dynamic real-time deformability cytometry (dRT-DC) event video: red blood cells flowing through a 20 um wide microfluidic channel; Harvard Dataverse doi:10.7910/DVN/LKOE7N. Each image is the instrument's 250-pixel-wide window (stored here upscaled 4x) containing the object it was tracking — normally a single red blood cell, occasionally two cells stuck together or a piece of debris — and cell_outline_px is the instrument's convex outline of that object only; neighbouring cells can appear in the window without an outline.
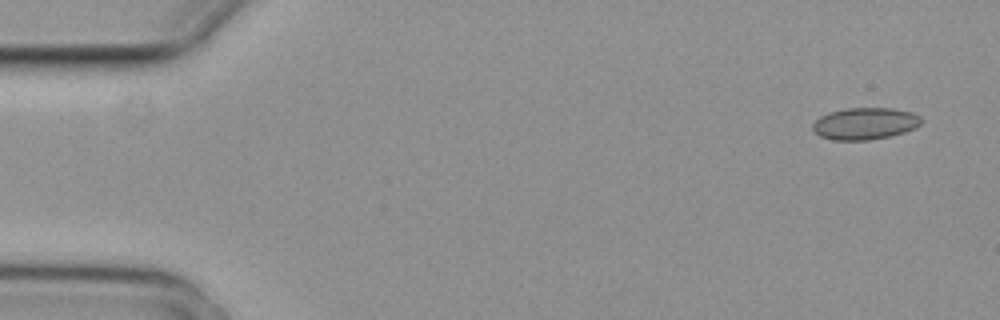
{"species": "common noctule bat (a hibernating species)", "species_latin": "Nyctalus noctula", "temperature_condition": "cold", "stored_images_in_passage": 6, "camera_frame_rate_fps": 3000, "um_per_image_px": 0.085, "animal": {"sex": "female", "body_mass_g": 29.2, "forearm_length_mm": 56.3}, "frame": {"image": 1, "passage_image": 1, "time_ms": 0.0, "image_size_px": [1000, 320], "cell_outline_px": [[924, 120], [916, 128], [904, 132], [888, 136], [868, 140], [832, 140], [820, 136], [812, 128], [812, 124], [820, 116], [832, 112], [848, 108], [892, 108], [912, 112], [920, 116]], "centroid_in_image_um": [73.55, 10.5], "position_along_channel_um": 11.5, "area_um2": 20.11}}
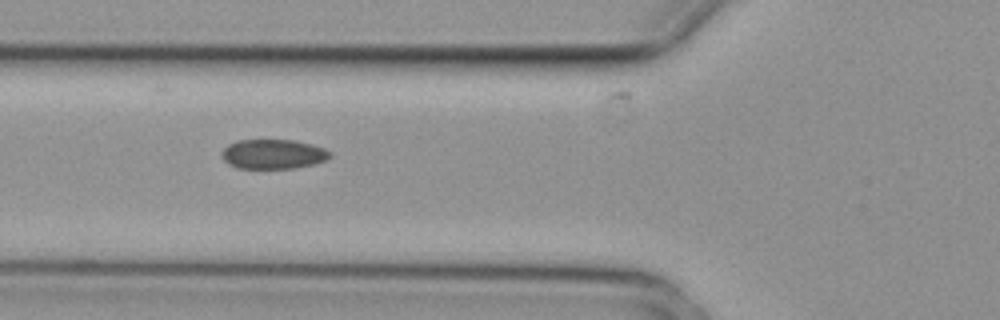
{"frame": {"image": 2, "passage_image": 5, "time_ms": 1.333, "image_size_px": [1000, 320], "cell_outline_px": [[332, 156], [324, 160], [312, 164], [292, 168], [236, 168], [228, 164], [224, 160], [220, 152], [228, 144], [236, 140], [296, 140], [312, 144], [324, 148], [332, 152]], "centroid_in_image_um": [23.2, 13.09], "position_along_channel_um": 102.6, "area_um2": 18.73}}
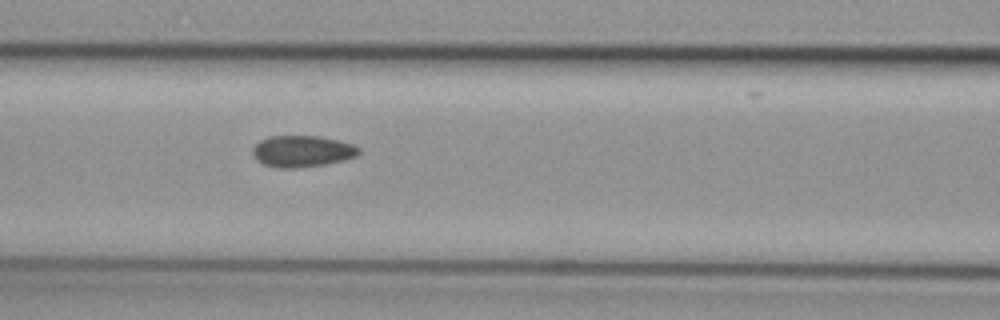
{"frame": {"image": 3, "passage_image": 6, "time_ms": 1.667, "image_size_px": [1000, 320], "cell_outline_px": [[360, 152], [356, 156], [344, 160], [324, 164], [296, 168], [276, 168], [264, 164], [256, 160], [252, 156], [252, 148], [260, 140], [268, 136], [320, 136], [352, 144], [360, 148]], "centroid_in_image_um": [25.65, 12.86], "position_along_channel_um": 141.0, "area_um2": 19.54}}